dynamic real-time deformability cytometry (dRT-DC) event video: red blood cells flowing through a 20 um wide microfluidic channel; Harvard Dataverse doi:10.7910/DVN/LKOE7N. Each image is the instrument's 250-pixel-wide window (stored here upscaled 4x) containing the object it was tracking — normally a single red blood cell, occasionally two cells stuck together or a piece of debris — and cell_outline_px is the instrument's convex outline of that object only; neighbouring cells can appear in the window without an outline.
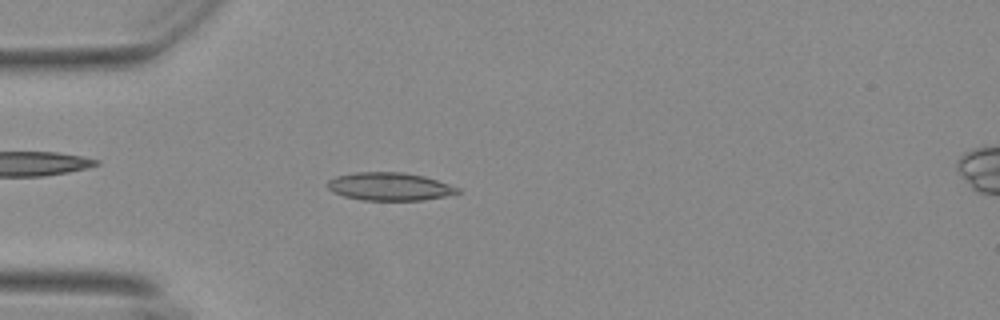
{"species": "Egyptian fruit bat (a non-hibernating species)", "species_latin": "Rousettus aegyptiacus", "temperature_condition": "warm", "stored_images_in_passage": 54, "camera_frame_rate_fps": 3000, "um_per_image_px": 0.085, "animal": {"sex": "female"}, "frame": {"image": 1, "passage_image": 15, "time_ms": 4.667, "image_size_px": [1000, 320], "cell_outline_px": [[460, 192], [444, 196], [424, 200], [364, 200], [344, 196], [332, 192], [328, 188], [328, 180], [336, 176], [356, 172], [404, 172], [424, 176], [460, 188]], "centroid_in_image_um": [33.1, 15.85], "position_along_channel_um": 51.9, "area_um2": 21.1}}
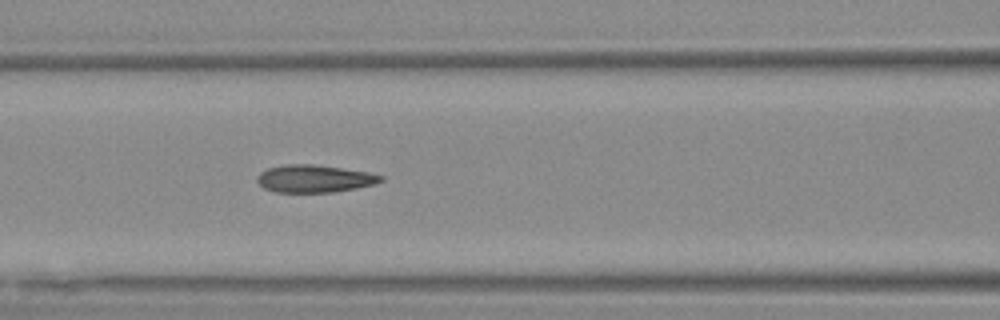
{"frame": {"image": 2, "passage_image": 23, "time_ms": 7.333, "image_size_px": [1000, 320], "cell_outline_px": [[384, 180], [372, 184], [356, 188], [332, 192], [276, 192], [264, 188], [256, 180], [256, 176], [260, 172], [268, 168], [288, 164], [312, 164], [368, 172], [384, 176]], "centroid_in_image_um": [26.7, 15.18], "position_along_channel_um": 139.9, "area_um2": 19.65}}
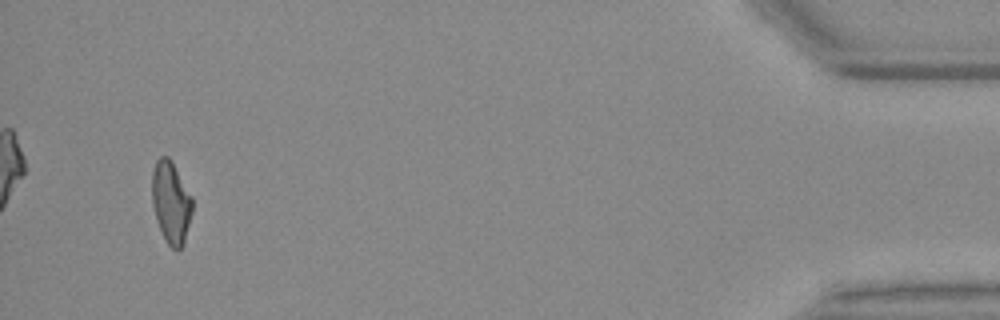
{"frame": {"image": 3, "passage_image": 52, "time_ms": 17.0, "image_size_px": [1000, 320], "cell_outline_px": [[192, 212], [184, 244], [180, 252], [176, 252], [168, 244], [156, 220], [152, 204], [152, 172], [156, 160], [160, 156], [168, 156], [172, 160], [192, 196]], "centroid_in_image_um": [14.54, 17.2], "position_along_channel_um": 420.7, "area_um2": 19.54}, "authors_computed_cell_mechanics": {"area_um2": 19.7676, "velocity_mm_per_s": 3.705, "shape_relaxation_time_tau1_ms": 7.0262, "shape_relaxation_time_tau2_ms": 1.7762, "deformation_change_tau1": 0.2204, "deformation_change_tau2": 0.1008}}